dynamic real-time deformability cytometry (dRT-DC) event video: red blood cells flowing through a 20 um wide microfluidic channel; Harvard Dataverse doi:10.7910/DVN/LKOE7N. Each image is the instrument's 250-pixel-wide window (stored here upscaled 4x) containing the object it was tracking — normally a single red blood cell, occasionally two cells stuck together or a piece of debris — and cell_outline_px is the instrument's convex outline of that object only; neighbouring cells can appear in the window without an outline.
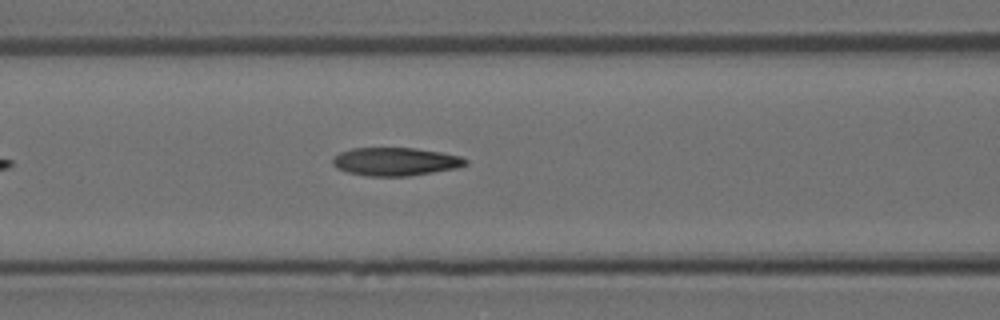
{"species": "Egyptian fruit bat (a non-hibernating species)", "species_latin": "Rousettus aegyptiacus", "temperature_condition": "room temperature", "stored_images_in_passage": 6, "camera_frame_rate_fps": 3000, "um_per_image_px": 0.085, "animal": {"sex": "female"}, "frame": {"image": 1, "passage_image": 6, "time_ms": 1.667, "image_size_px": [1000, 320], "cell_outline_px": [[468, 164], [456, 168], [408, 176], [368, 176], [348, 172], [336, 168], [332, 164], [332, 160], [340, 152], [352, 148], [416, 148], [440, 152], [460, 156], [468, 160]], "centroid_in_image_um": [33.61, 13.73], "position_along_channel_um": 133.0, "area_um2": 21.73}}